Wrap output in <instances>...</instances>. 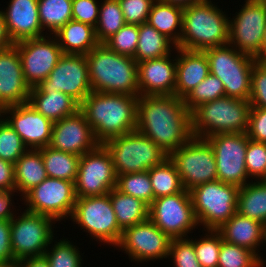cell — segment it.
<instances>
[{"label":"cell","mask_w":266,"mask_h":267,"mask_svg":"<svg viewBox=\"0 0 266 267\" xmlns=\"http://www.w3.org/2000/svg\"><path fill=\"white\" fill-rule=\"evenodd\" d=\"M204 232L202 230L203 234H199L200 238L193 236L196 257L202 267H217L223 238L217 230H204Z\"/></svg>","instance_id":"obj_41"},{"label":"cell","mask_w":266,"mask_h":267,"mask_svg":"<svg viewBox=\"0 0 266 267\" xmlns=\"http://www.w3.org/2000/svg\"><path fill=\"white\" fill-rule=\"evenodd\" d=\"M217 231L227 243L247 248L259 258L262 267L266 266L261 250L265 242V225L257 220L244 217L237 212ZM263 247V248H262Z\"/></svg>","instance_id":"obj_25"},{"label":"cell","mask_w":266,"mask_h":267,"mask_svg":"<svg viewBox=\"0 0 266 267\" xmlns=\"http://www.w3.org/2000/svg\"><path fill=\"white\" fill-rule=\"evenodd\" d=\"M86 56L92 91L139 96L138 66L134 58L99 43Z\"/></svg>","instance_id":"obj_4"},{"label":"cell","mask_w":266,"mask_h":267,"mask_svg":"<svg viewBox=\"0 0 266 267\" xmlns=\"http://www.w3.org/2000/svg\"><path fill=\"white\" fill-rule=\"evenodd\" d=\"M19 208L11 216V246L14 258L21 260L43 256L58 232L57 222L49 216L27 211L20 205Z\"/></svg>","instance_id":"obj_9"},{"label":"cell","mask_w":266,"mask_h":267,"mask_svg":"<svg viewBox=\"0 0 266 267\" xmlns=\"http://www.w3.org/2000/svg\"><path fill=\"white\" fill-rule=\"evenodd\" d=\"M16 197L20 199L48 176L40 149H28L14 164ZM20 194V195H19Z\"/></svg>","instance_id":"obj_29"},{"label":"cell","mask_w":266,"mask_h":267,"mask_svg":"<svg viewBox=\"0 0 266 267\" xmlns=\"http://www.w3.org/2000/svg\"><path fill=\"white\" fill-rule=\"evenodd\" d=\"M36 87L66 93L80 105L92 92L86 56L63 54L47 79Z\"/></svg>","instance_id":"obj_19"},{"label":"cell","mask_w":266,"mask_h":267,"mask_svg":"<svg viewBox=\"0 0 266 267\" xmlns=\"http://www.w3.org/2000/svg\"><path fill=\"white\" fill-rule=\"evenodd\" d=\"M182 20L183 8L155 0L147 23L177 46L182 34Z\"/></svg>","instance_id":"obj_30"},{"label":"cell","mask_w":266,"mask_h":267,"mask_svg":"<svg viewBox=\"0 0 266 267\" xmlns=\"http://www.w3.org/2000/svg\"><path fill=\"white\" fill-rule=\"evenodd\" d=\"M167 260L173 262L172 267H202L196 257L194 238L191 236L172 239Z\"/></svg>","instance_id":"obj_45"},{"label":"cell","mask_w":266,"mask_h":267,"mask_svg":"<svg viewBox=\"0 0 266 267\" xmlns=\"http://www.w3.org/2000/svg\"><path fill=\"white\" fill-rule=\"evenodd\" d=\"M138 96L90 92L79 110L93 129L96 140H107L136 130Z\"/></svg>","instance_id":"obj_2"},{"label":"cell","mask_w":266,"mask_h":267,"mask_svg":"<svg viewBox=\"0 0 266 267\" xmlns=\"http://www.w3.org/2000/svg\"><path fill=\"white\" fill-rule=\"evenodd\" d=\"M28 102L38 113L52 122L74 115L80 108V105L66 93L56 90L40 91L37 87L31 88Z\"/></svg>","instance_id":"obj_27"},{"label":"cell","mask_w":266,"mask_h":267,"mask_svg":"<svg viewBox=\"0 0 266 267\" xmlns=\"http://www.w3.org/2000/svg\"><path fill=\"white\" fill-rule=\"evenodd\" d=\"M38 12L42 30L53 35L72 20V0H38Z\"/></svg>","instance_id":"obj_35"},{"label":"cell","mask_w":266,"mask_h":267,"mask_svg":"<svg viewBox=\"0 0 266 267\" xmlns=\"http://www.w3.org/2000/svg\"><path fill=\"white\" fill-rule=\"evenodd\" d=\"M159 1L167 3V4H171L174 6H178L184 9L192 5L202 3L207 0H159Z\"/></svg>","instance_id":"obj_56"},{"label":"cell","mask_w":266,"mask_h":267,"mask_svg":"<svg viewBox=\"0 0 266 267\" xmlns=\"http://www.w3.org/2000/svg\"><path fill=\"white\" fill-rule=\"evenodd\" d=\"M13 44L14 43L12 42V40L10 39L8 35L4 15L1 9L0 10V51Z\"/></svg>","instance_id":"obj_54"},{"label":"cell","mask_w":266,"mask_h":267,"mask_svg":"<svg viewBox=\"0 0 266 267\" xmlns=\"http://www.w3.org/2000/svg\"><path fill=\"white\" fill-rule=\"evenodd\" d=\"M266 246V224H265V242H264V247ZM266 249V248H265Z\"/></svg>","instance_id":"obj_59"},{"label":"cell","mask_w":266,"mask_h":267,"mask_svg":"<svg viewBox=\"0 0 266 267\" xmlns=\"http://www.w3.org/2000/svg\"><path fill=\"white\" fill-rule=\"evenodd\" d=\"M99 144L93 129L80 110L74 115L53 122L49 144L53 149L81 156Z\"/></svg>","instance_id":"obj_21"},{"label":"cell","mask_w":266,"mask_h":267,"mask_svg":"<svg viewBox=\"0 0 266 267\" xmlns=\"http://www.w3.org/2000/svg\"><path fill=\"white\" fill-rule=\"evenodd\" d=\"M22 267H50L45 256L28 257L20 260Z\"/></svg>","instance_id":"obj_55"},{"label":"cell","mask_w":266,"mask_h":267,"mask_svg":"<svg viewBox=\"0 0 266 267\" xmlns=\"http://www.w3.org/2000/svg\"><path fill=\"white\" fill-rule=\"evenodd\" d=\"M138 36V25L125 24L103 44L120 55L134 58Z\"/></svg>","instance_id":"obj_44"},{"label":"cell","mask_w":266,"mask_h":267,"mask_svg":"<svg viewBox=\"0 0 266 267\" xmlns=\"http://www.w3.org/2000/svg\"><path fill=\"white\" fill-rule=\"evenodd\" d=\"M148 218L171 239L193 236L199 228L190 193L185 189L155 198L149 205Z\"/></svg>","instance_id":"obj_12"},{"label":"cell","mask_w":266,"mask_h":267,"mask_svg":"<svg viewBox=\"0 0 266 267\" xmlns=\"http://www.w3.org/2000/svg\"><path fill=\"white\" fill-rule=\"evenodd\" d=\"M175 53L176 49L167 56L137 63L140 96L174 95L176 83Z\"/></svg>","instance_id":"obj_23"},{"label":"cell","mask_w":266,"mask_h":267,"mask_svg":"<svg viewBox=\"0 0 266 267\" xmlns=\"http://www.w3.org/2000/svg\"><path fill=\"white\" fill-rule=\"evenodd\" d=\"M101 2L95 34L97 41L104 43L126 23L118 0H101Z\"/></svg>","instance_id":"obj_38"},{"label":"cell","mask_w":266,"mask_h":267,"mask_svg":"<svg viewBox=\"0 0 266 267\" xmlns=\"http://www.w3.org/2000/svg\"><path fill=\"white\" fill-rule=\"evenodd\" d=\"M116 184L112 158L103 144L81 155L74 182L77 198L106 195L116 188Z\"/></svg>","instance_id":"obj_14"},{"label":"cell","mask_w":266,"mask_h":267,"mask_svg":"<svg viewBox=\"0 0 266 267\" xmlns=\"http://www.w3.org/2000/svg\"><path fill=\"white\" fill-rule=\"evenodd\" d=\"M27 150L21 137L2 116L0 119V158L15 164Z\"/></svg>","instance_id":"obj_43"},{"label":"cell","mask_w":266,"mask_h":267,"mask_svg":"<svg viewBox=\"0 0 266 267\" xmlns=\"http://www.w3.org/2000/svg\"><path fill=\"white\" fill-rule=\"evenodd\" d=\"M225 96L223 82L218 77L209 73L183 100L187 110L191 112L203 103Z\"/></svg>","instance_id":"obj_40"},{"label":"cell","mask_w":266,"mask_h":267,"mask_svg":"<svg viewBox=\"0 0 266 267\" xmlns=\"http://www.w3.org/2000/svg\"><path fill=\"white\" fill-rule=\"evenodd\" d=\"M0 191L13 193L16 197L14 164L0 158Z\"/></svg>","instance_id":"obj_52"},{"label":"cell","mask_w":266,"mask_h":267,"mask_svg":"<svg viewBox=\"0 0 266 267\" xmlns=\"http://www.w3.org/2000/svg\"><path fill=\"white\" fill-rule=\"evenodd\" d=\"M57 238L56 236L51 241L44 253L50 267H83L85 256L80 251L82 248H79L76 243L74 245L72 238H69L70 240L64 236L59 240Z\"/></svg>","instance_id":"obj_37"},{"label":"cell","mask_w":266,"mask_h":267,"mask_svg":"<svg viewBox=\"0 0 266 267\" xmlns=\"http://www.w3.org/2000/svg\"><path fill=\"white\" fill-rule=\"evenodd\" d=\"M18 49L23 74L30 88L47 79L63 52L54 35H45L14 43Z\"/></svg>","instance_id":"obj_18"},{"label":"cell","mask_w":266,"mask_h":267,"mask_svg":"<svg viewBox=\"0 0 266 267\" xmlns=\"http://www.w3.org/2000/svg\"><path fill=\"white\" fill-rule=\"evenodd\" d=\"M237 213L266 224V181L254 180L239 188Z\"/></svg>","instance_id":"obj_32"},{"label":"cell","mask_w":266,"mask_h":267,"mask_svg":"<svg viewBox=\"0 0 266 267\" xmlns=\"http://www.w3.org/2000/svg\"><path fill=\"white\" fill-rule=\"evenodd\" d=\"M218 3L207 0L183 9L182 34L176 47L204 51L229 44V15Z\"/></svg>","instance_id":"obj_3"},{"label":"cell","mask_w":266,"mask_h":267,"mask_svg":"<svg viewBox=\"0 0 266 267\" xmlns=\"http://www.w3.org/2000/svg\"><path fill=\"white\" fill-rule=\"evenodd\" d=\"M187 191L207 182L217 180L214 150L204 138L191 137L169 155Z\"/></svg>","instance_id":"obj_13"},{"label":"cell","mask_w":266,"mask_h":267,"mask_svg":"<svg viewBox=\"0 0 266 267\" xmlns=\"http://www.w3.org/2000/svg\"><path fill=\"white\" fill-rule=\"evenodd\" d=\"M176 83L174 95L185 98L210 73L204 51L176 48Z\"/></svg>","instance_id":"obj_26"},{"label":"cell","mask_w":266,"mask_h":267,"mask_svg":"<svg viewBox=\"0 0 266 267\" xmlns=\"http://www.w3.org/2000/svg\"><path fill=\"white\" fill-rule=\"evenodd\" d=\"M244 1L232 18L229 14V44L241 53L256 58L260 54L266 25V3L259 0Z\"/></svg>","instance_id":"obj_16"},{"label":"cell","mask_w":266,"mask_h":267,"mask_svg":"<svg viewBox=\"0 0 266 267\" xmlns=\"http://www.w3.org/2000/svg\"><path fill=\"white\" fill-rule=\"evenodd\" d=\"M136 130L169 156L192 137L190 112L175 95H139Z\"/></svg>","instance_id":"obj_1"},{"label":"cell","mask_w":266,"mask_h":267,"mask_svg":"<svg viewBox=\"0 0 266 267\" xmlns=\"http://www.w3.org/2000/svg\"><path fill=\"white\" fill-rule=\"evenodd\" d=\"M210 74L218 77L224 85L227 97L249 100L251 73L256 58L241 53L230 44L204 50Z\"/></svg>","instance_id":"obj_8"},{"label":"cell","mask_w":266,"mask_h":267,"mask_svg":"<svg viewBox=\"0 0 266 267\" xmlns=\"http://www.w3.org/2000/svg\"><path fill=\"white\" fill-rule=\"evenodd\" d=\"M171 238L149 218L123 231L120 243L115 247L122 251L131 262L148 263L169 257ZM120 250V251H119Z\"/></svg>","instance_id":"obj_15"},{"label":"cell","mask_w":266,"mask_h":267,"mask_svg":"<svg viewBox=\"0 0 266 267\" xmlns=\"http://www.w3.org/2000/svg\"><path fill=\"white\" fill-rule=\"evenodd\" d=\"M76 199L74 182L47 177L19 200L25 210L49 216L62 224L70 221Z\"/></svg>","instance_id":"obj_11"},{"label":"cell","mask_w":266,"mask_h":267,"mask_svg":"<svg viewBox=\"0 0 266 267\" xmlns=\"http://www.w3.org/2000/svg\"><path fill=\"white\" fill-rule=\"evenodd\" d=\"M7 6L0 9L13 43L47 35L41 27L38 0H9Z\"/></svg>","instance_id":"obj_24"},{"label":"cell","mask_w":266,"mask_h":267,"mask_svg":"<svg viewBox=\"0 0 266 267\" xmlns=\"http://www.w3.org/2000/svg\"><path fill=\"white\" fill-rule=\"evenodd\" d=\"M3 117L28 149L49 146L53 122L38 113L29 102L3 108Z\"/></svg>","instance_id":"obj_20"},{"label":"cell","mask_w":266,"mask_h":267,"mask_svg":"<svg viewBox=\"0 0 266 267\" xmlns=\"http://www.w3.org/2000/svg\"><path fill=\"white\" fill-rule=\"evenodd\" d=\"M116 188L124 194L141 199L148 206L154 200V191L148 170L117 175Z\"/></svg>","instance_id":"obj_39"},{"label":"cell","mask_w":266,"mask_h":267,"mask_svg":"<svg viewBox=\"0 0 266 267\" xmlns=\"http://www.w3.org/2000/svg\"><path fill=\"white\" fill-rule=\"evenodd\" d=\"M138 42L135 61L157 59L171 54L177 47L149 23L138 25Z\"/></svg>","instance_id":"obj_31"},{"label":"cell","mask_w":266,"mask_h":267,"mask_svg":"<svg viewBox=\"0 0 266 267\" xmlns=\"http://www.w3.org/2000/svg\"><path fill=\"white\" fill-rule=\"evenodd\" d=\"M215 154L217 180L239 187L252 181L246 171V133H222L205 138Z\"/></svg>","instance_id":"obj_17"},{"label":"cell","mask_w":266,"mask_h":267,"mask_svg":"<svg viewBox=\"0 0 266 267\" xmlns=\"http://www.w3.org/2000/svg\"><path fill=\"white\" fill-rule=\"evenodd\" d=\"M108 194L117 223L123 231L148 219L149 206L141 199L124 194L117 188L112 189Z\"/></svg>","instance_id":"obj_33"},{"label":"cell","mask_w":266,"mask_h":267,"mask_svg":"<svg viewBox=\"0 0 266 267\" xmlns=\"http://www.w3.org/2000/svg\"><path fill=\"white\" fill-rule=\"evenodd\" d=\"M2 116H3V109L0 108V119H1Z\"/></svg>","instance_id":"obj_60"},{"label":"cell","mask_w":266,"mask_h":267,"mask_svg":"<svg viewBox=\"0 0 266 267\" xmlns=\"http://www.w3.org/2000/svg\"><path fill=\"white\" fill-rule=\"evenodd\" d=\"M41 156L49 178L75 182L81 156L59 151L50 146L41 148Z\"/></svg>","instance_id":"obj_34"},{"label":"cell","mask_w":266,"mask_h":267,"mask_svg":"<svg viewBox=\"0 0 266 267\" xmlns=\"http://www.w3.org/2000/svg\"><path fill=\"white\" fill-rule=\"evenodd\" d=\"M251 108L266 109V62L256 61L251 73Z\"/></svg>","instance_id":"obj_47"},{"label":"cell","mask_w":266,"mask_h":267,"mask_svg":"<svg viewBox=\"0 0 266 267\" xmlns=\"http://www.w3.org/2000/svg\"><path fill=\"white\" fill-rule=\"evenodd\" d=\"M217 267H262V265L260 258L251 250L223 240Z\"/></svg>","instance_id":"obj_42"},{"label":"cell","mask_w":266,"mask_h":267,"mask_svg":"<svg viewBox=\"0 0 266 267\" xmlns=\"http://www.w3.org/2000/svg\"><path fill=\"white\" fill-rule=\"evenodd\" d=\"M14 196L15 195L13 193L0 191V220L11 218L13 212L17 207H19L14 205L17 204L14 201V199L16 198Z\"/></svg>","instance_id":"obj_53"},{"label":"cell","mask_w":266,"mask_h":267,"mask_svg":"<svg viewBox=\"0 0 266 267\" xmlns=\"http://www.w3.org/2000/svg\"><path fill=\"white\" fill-rule=\"evenodd\" d=\"M246 134L253 141L266 143V109H250Z\"/></svg>","instance_id":"obj_50"},{"label":"cell","mask_w":266,"mask_h":267,"mask_svg":"<svg viewBox=\"0 0 266 267\" xmlns=\"http://www.w3.org/2000/svg\"><path fill=\"white\" fill-rule=\"evenodd\" d=\"M154 199L184 190L177 168L170 157L148 170Z\"/></svg>","instance_id":"obj_36"},{"label":"cell","mask_w":266,"mask_h":267,"mask_svg":"<svg viewBox=\"0 0 266 267\" xmlns=\"http://www.w3.org/2000/svg\"><path fill=\"white\" fill-rule=\"evenodd\" d=\"M0 267H22L20 260H10L5 262H0Z\"/></svg>","instance_id":"obj_58"},{"label":"cell","mask_w":266,"mask_h":267,"mask_svg":"<svg viewBox=\"0 0 266 267\" xmlns=\"http://www.w3.org/2000/svg\"><path fill=\"white\" fill-rule=\"evenodd\" d=\"M100 0H72V20L96 26Z\"/></svg>","instance_id":"obj_49"},{"label":"cell","mask_w":266,"mask_h":267,"mask_svg":"<svg viewBox=\"0 0 266 267\" xmlns=\"http://www.w3.org/2000/svg\"><path fill=\"white\" fill-rule=\"evenodd\" d=\"M239 188L216 180L189 190L200 230H217L237 212Z\"/></svg>","instance_id":"obj_7"},{"label":"cell","mask_w":266,"mask_h":267,"mask_svg":"<svg viewBox=\"0 0 266 267\" xmlns=\"http://www.w3.org/2000/svg\"><path fill=\"white\" fill-rule=\"evenodd\" d=\"M31 88L26 83L15 44L0 51V108L27 103Z\"/></svg>","instance_id":"obj_22"},{"label":"cell","mask_w":266,"mask_h":267,"mask_svg":"<svg viewBox=\"0 0 266 267\" xmlns=\"http://www.w3.org/2000/svg\"><path fill=\"white\" fill-rule=\"evenodd\" d=\"M15 260L11 246V218L0 220V262Z\"/></svg>","instance_id":"obj_51"},{"label":"cell","mask_w":266,"mask_h":267,"mask_svg":"<svg viewBox=\"0 0 266 267\" xmlns=\"http://www.w3.org/2000/svg\"><path fill=\"white\" fill-rule=\"evenodd\" d=\"M70 220L91 237L90 241L113 247L114 251L120 243L123 230L117 223L109 194L77 198Z\"/></svg>","instance_id":"obj_6"},{"label":"cell","mask_w":266,"mask_h":267,"mask_svg":"<svg viewBox=\"0 0 266 267\" xmlns=\"http://www.w3.org/2000/svg\"><path fill=\"white\" fill-rule=\"evenodd\" d=\"M155 0H118L126 24L146 23Z\"/></svg>","instance_id":"obj_48"},{"label":"cell","mask_w":266,"mask_h":267,"mask_svg":"<svg viewBox=\"0 0 266 267\" xmlns=\"http://www.w3.org/2000/svg\"><path fill=\"white\" fill-rule=\"evenodd\" d=\"M103 145L111 155L116 175L149 170L169 157L137 130L107 140Z\"/></svg>","instance_id":"obj_10"},{"label":"cell","mask_w":266,"mask_h":267,"mask_svg":"<svg viewBox=\"0 0 266 267\" xmlns=\"http://www.w3.org/2000/svg\"><path fill=\"white\" fill-rule=\"evenodd\" d=\"M245 165L252 181H266V143L248 140Z\"/></svg>","instance_id":"obj_46"},{"label":"cell","mask_w":266,"mask_h":267,"mask_svg":"<svg viewBox=\"0 0 266 267\" xmlns=\"http://www.w3.org/2000/svg\"><path fill=\"white\" fill-rule=\"evenodd\" d=\"M250 109L249 100L227 96L203 103L190 112L192 136L205 139L222 133H246Z\"/></svg>","instance_id":"obj_5"},{"label":"cell","mask_w":266,"mask_h":267,"mask_svg":"<svg viewBox=\"0 0 266 267\" xmlns=\"http://www.w3.org/2000/svg\"><path fill=\"white\" fill-rule=\"evenodd\" d=\"M53 35L63 54L87 55L99 44L95 27L74 20L67 22Z\"/></svg>","instance_id":"obj_28"},{"label":"cell","mask_w":266,"mask_h":267,"mask_svg":"<svg viewBox=\"0 0 266 267\" xmlns=\"http://www.w3.org/2000/svg\"><path fill=\"white\" fill-rule=\"evenodd\" d=\"M256 60L261 62H266V25L262 37L260 54L256 57Z\"/></svg>","instance_id":"obj_57"}]
</instances>
